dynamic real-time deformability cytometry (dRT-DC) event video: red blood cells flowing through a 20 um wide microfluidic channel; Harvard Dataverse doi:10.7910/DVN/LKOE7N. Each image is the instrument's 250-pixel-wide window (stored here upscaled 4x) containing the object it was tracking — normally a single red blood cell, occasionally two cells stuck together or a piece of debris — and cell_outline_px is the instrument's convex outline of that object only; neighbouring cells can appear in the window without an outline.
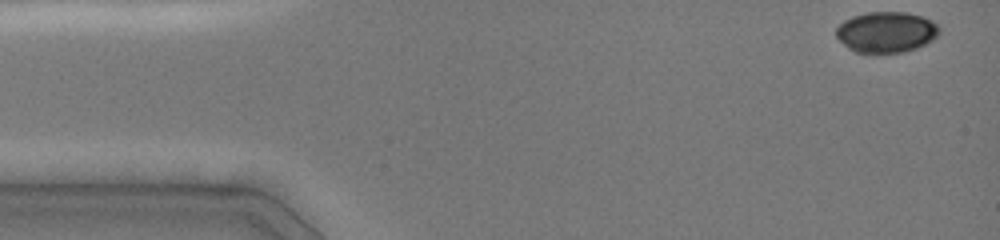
{"species": "common noctule bat (a hibernating species)", "species_latin": "Nyctalus noctula", "temperature_condition": "cold", "stored_images_in_passage": 24, "camera_frame_rate_fps": 3000, "um_per_image_px": 0.085, "animal": {"sex": "female", "body_mass_g": 19.0, "forearm_length_mm": 51.5}, "frame": {"image": 1, "passage_image": 1, "time_ms": 0.0, "image_size_px": [1000, 240], "cell_outline_px": [[940, 36], [916, 48], [904, 52], [856, 52], [848, 48], [836, 36], [836, 28], [844, 20], [852, 16], [868, 12], [904, 12], [920, 16], [932, 20], [940, 28]], "centroid_in_image_um": [75.35, 2.72], "position_along_channel_um": 9.7, "area_um2": 24.45}}
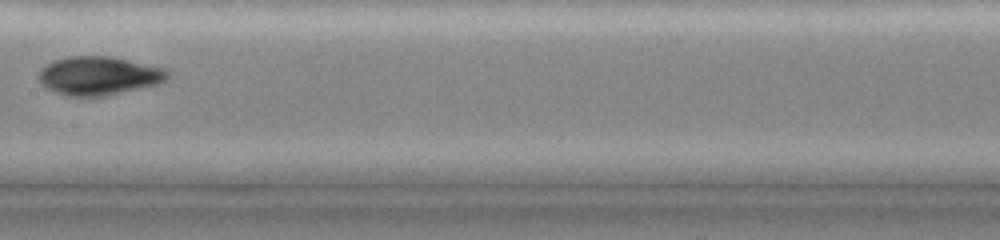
{"frame": {"image": 2, "passage_image": 14, "time_ms": 7.333, "image_size_px": [1000, 240], "cell_outline_px": [[172, 72], [164, 80], [156, 84], [104, 96], [68, 96], [56, 92], [48, 88], [36, 76], [40, 68], [56, 60], [68, 56], [112, 56], [164, 68]], "centroid_in_image_um": [8.39, 6.42], "position_along_channel_um": 199.0, "area_um2": 28.73}}
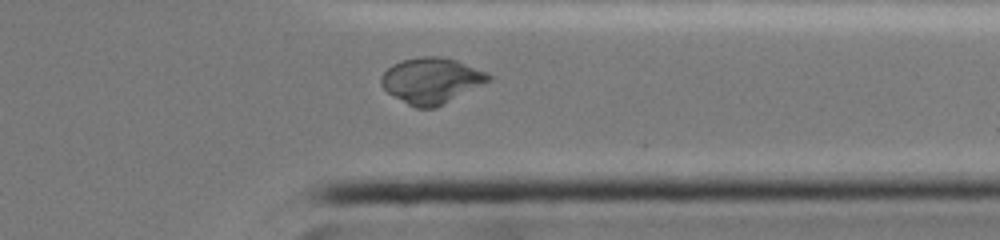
{"frame": {"image": 3, "passage_image": 22, "time_ms": 11.667, "image_size_px": [1000, 240], "cell_outline_px": [[492, 80], [436, 108], [416, 108], [408, 104], [388, 92], [380, 84], [380, 76], [392, 64], [404, 60], [424, 56], [440, 56], [456, 60], [488, 72], [492, 76]], "centroid_in_image_um": [36.69, 6.85], "position_along_channel_um": 374.7, "area_um2": 28.61}, "authors_computed_cell_mechanics": {"area_um2": 28.3798, "velocity_mm_per_s": 4.0409, "shape_relaxation_time_tau1_ms": null, "shape_relaxation_time_tau2_ms": 0.7143, "deformation_change_tau1": null, "deformation_change_tau2": 0.0289}}